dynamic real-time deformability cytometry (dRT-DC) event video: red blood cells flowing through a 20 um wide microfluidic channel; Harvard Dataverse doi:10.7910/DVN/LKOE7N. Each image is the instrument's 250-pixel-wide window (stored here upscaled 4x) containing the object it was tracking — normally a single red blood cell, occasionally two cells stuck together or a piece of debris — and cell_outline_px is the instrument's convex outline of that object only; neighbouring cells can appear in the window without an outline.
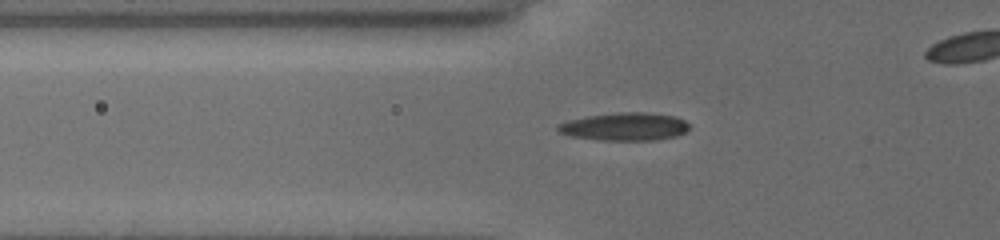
{"species": "common noctule bat (a hibernating species)", "species_latin": "Nyctalus noctula", "temperature_condition": "cold", "stored_images_in_passage": 28, "camera_frame_rate_fps": 3000, "um_per_image_px": 0.085, "animal": {"sex": "female", "body_mass_g": 19.5, "forearm_length_mm": 54.1}, "frame": {"image": 1, "passage_image": 3, "time_ms": 1.0, "image_size_px": [1000, 240], "cell_outline_px": [[688, 128], [684, 132], [676, 136], [656, 140], [600, 140], [572, 136], [560, 132], [556, 128], [556, 124], [568, 120], [588, 116], [620, 112], [644, 112], [676, 116], [684, 120], [688, 124]], "centroid_in_image_um": [53.09, 10.76], "position_along_channel_um": 72.7, "area_um2": 21.27}}
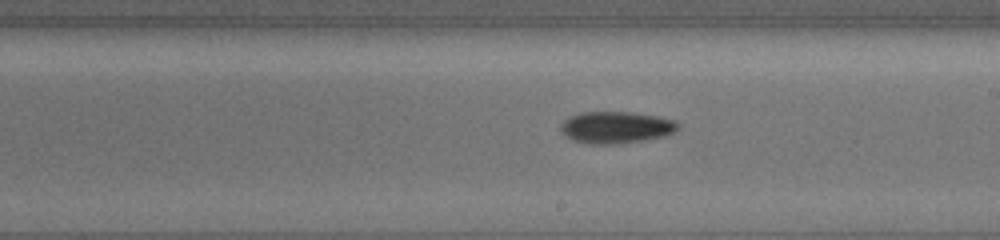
{"frame": {"image": 2, "passage_image": 15, "time_ms": 5.333, "image_size_px": [1000, 240], "cell_outline_px": [[680, 128], [676, 132], [664, 136], [640, 140], [612, 144], [588, 144], [572, 140], [560, 128], [560, 124], [564, 120], [580, 112], [628, 112], [656, 116], [676, 120], [680, 124]], "centroid_in_image_um": [52.4, 10.82], "position_along_channel_um": 236.6, "area_um2": 21.62}}
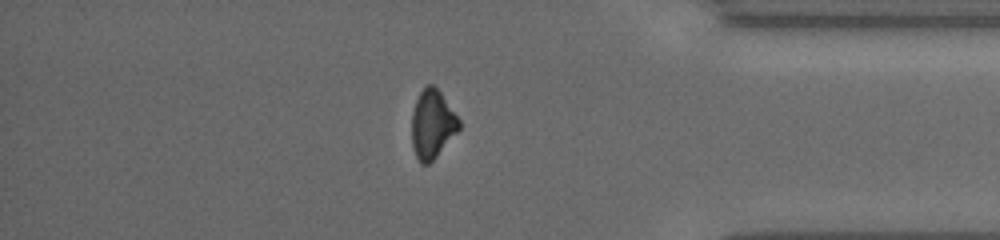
{"frame": {"image": 3, "passage_image": 27, "time_ms": 10.0, "image_size_px": [1000, 240], "cell_outline_px": [[460, 128], [436, 156], [428, 164], [420, 164], [412, 148], [412, 112], [416, 100], [424, 84], [432, 84], [440, 92], [460, 120]], "centroid_in_image_um": [36.72, 10.54], "position_along_channel_um": 398.5, "area_um2": 18.73}}